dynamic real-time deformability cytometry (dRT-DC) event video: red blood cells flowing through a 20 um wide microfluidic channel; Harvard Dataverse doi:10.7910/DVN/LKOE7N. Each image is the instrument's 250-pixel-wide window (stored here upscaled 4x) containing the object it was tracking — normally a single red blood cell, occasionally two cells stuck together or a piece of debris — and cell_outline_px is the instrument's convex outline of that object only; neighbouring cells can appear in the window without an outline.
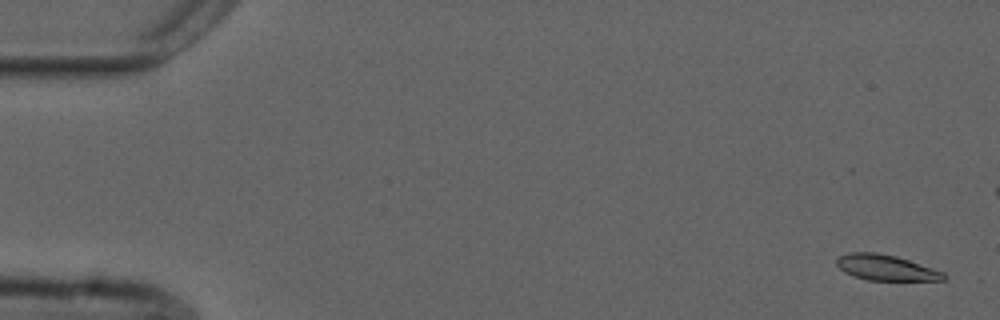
{"species": "common noctule bat (a hibernating species)", "species_latin": "Nyctalus noctula", "temperature_condition": "cold", "stored_images_in_passage": 56, "camera_frame_rate_fps": 3000, "um_per_image_px": 0.085, "animal": {"sex": "male", "forearm_length_mm": 52.5}, "frame": {"image": 1, "passage_image": 2, "time_ms": 0.333, "image_size_px": [1000, 320], "cell_outline_px": [[948, 276], [944, 280], [868, 280], [852, 276], [844, 272], [836, 264], [836, 260], [840, 256], [848, 252], [876, 252], [896, 256], [944, 272]], "centroid_in_image_um": [75.28, 22.75], "position_along_channel_um": 9.7, "area_um2": 15.95}}
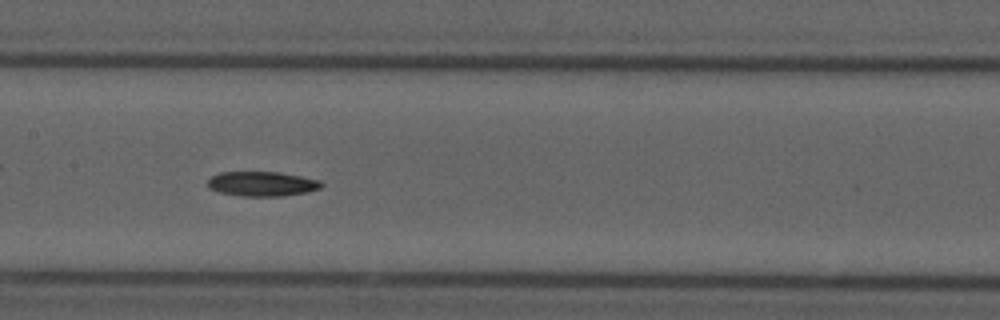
{"frame": {"image": 2, "passage_image": 27, "time_ms": 8.667, "image_size_px": [1000, 320], "cell_outline_px": [[324, 184], [320, 188], [308, 192], [280, 196], [240, 196], [220, 192], [208, 188], [208, 180], [212, 176], [220, 172], [280, 172], [320, 180]], "centroid_in_image_um": [22.28, 15.62], "position_along_channel_um": 185.1, "area_um2": 16.36}}
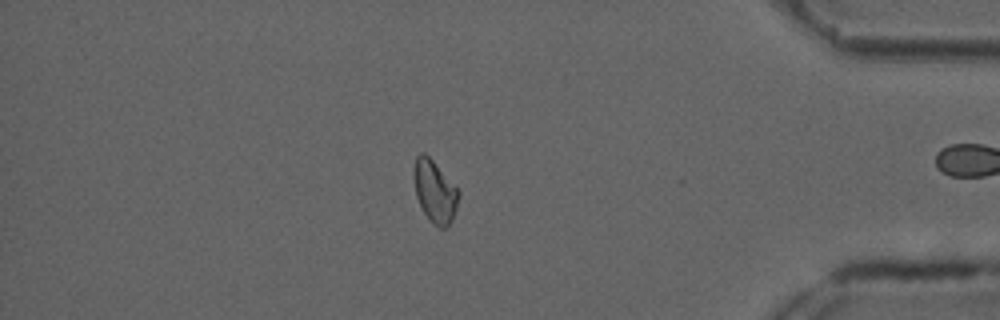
{"frame": {"image": 3, "passage_image": 47, "time_ms": 15.333, "image_size_px": [1000, 320], "cell_outline_px": [[460, 192], [456, 208], [452, 220], [448, 228], [440, 228], [432, 224], [428, 220], [416, 196], [412, 176], [412, 172], [416, 156], [420, 152], [424, 152], [432, 160]], "centroid_in_image_um": [36.93, 16.29], "position_along_channel_um": 398.3, "area_um2": 16.3}, "authors_computed_cell_mechanics": {"area_um2": 16.5308, "velocity_mm_per_s": 3.743, "shape_relaxation_time_tau1_ms": 2.9116, "shape_relaxation_time_tau2_ms": null, "deformation_change_tau1": 0.1141, "deformation_change_tau2": null}}